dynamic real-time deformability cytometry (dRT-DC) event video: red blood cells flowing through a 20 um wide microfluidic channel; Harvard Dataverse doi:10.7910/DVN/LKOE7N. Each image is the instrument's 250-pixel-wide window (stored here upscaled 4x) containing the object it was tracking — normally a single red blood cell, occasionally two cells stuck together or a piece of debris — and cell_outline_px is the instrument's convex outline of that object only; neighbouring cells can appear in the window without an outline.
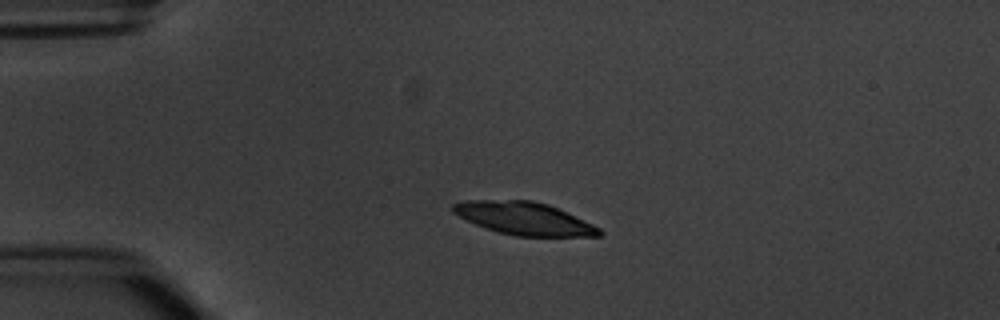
{"species": "common noctule bat (a hibernating species)", "species_latin": "Nyctalus noctula", "temperature_condition": "warm", "stored_images_in_passage": 4, "camera_frame_rate_fps": 3000, "um_per_image_px": 0.085, "animal": {"sex": "male", "body_mass_g": 20.1, "forearm_length_mm": 53.5}, "frame": {"image": 1, "passage_image": 3, "time_ms": 2.333, "image_size_px": [1000, 320], "cell_outline_px": [[604, 232], [600, 236], [516, 236], [484, 228], [452, 212], [452, 204], [464, 200], [532, 200], [548, 204], [592, 224], [600, 228]], "centroid_in_image_um": [44.54, 18.56], "position_along_channel_um": 40.5, "area_um2": 27.63}}